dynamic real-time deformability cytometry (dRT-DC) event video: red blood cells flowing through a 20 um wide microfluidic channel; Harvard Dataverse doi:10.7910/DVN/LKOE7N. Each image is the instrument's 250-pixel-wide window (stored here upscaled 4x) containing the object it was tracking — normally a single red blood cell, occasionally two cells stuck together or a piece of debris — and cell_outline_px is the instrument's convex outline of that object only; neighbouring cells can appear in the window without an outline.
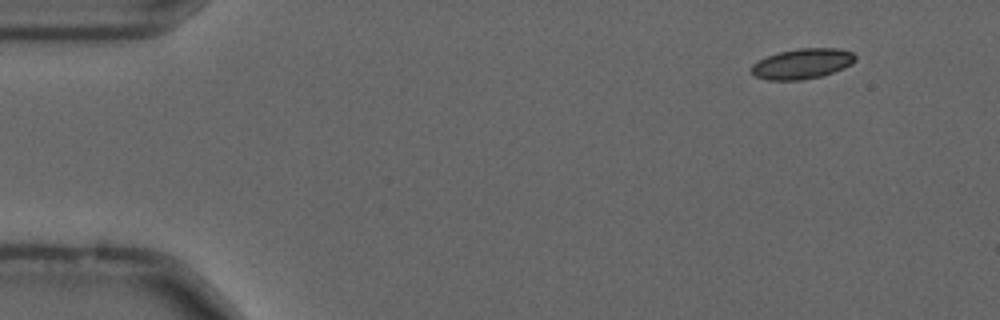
{"species": "common noctule bat (a hibernating species)", "species_latin": "Nyctalus noctula", "temperature_condition": "cold", "stored_images_in_passage": 57, "camera_frame_rate_fps": 3000, "um_per_image_px": 0.085, "animal": {"sex": "male", "forearm_length_mm": 52.5}, "frame": {"image": 1, "passage_image": 6, "time_ms": 1.667, "image_size_px": [1000, 320], "cell_outline_px": [[856, 60], [852, 64], [844, 68], [820, 76], [800, 80], [768, 80], [756, 76], [752, 72], [752, 64], [768, 56], [780, 52], [800, 48], [840, 48], [852, 52], [856, 56]], "centroid_in_image_um": [68.23, 5.41], "position_along_channel_um": 16.8, "area_um2": 18.15}}
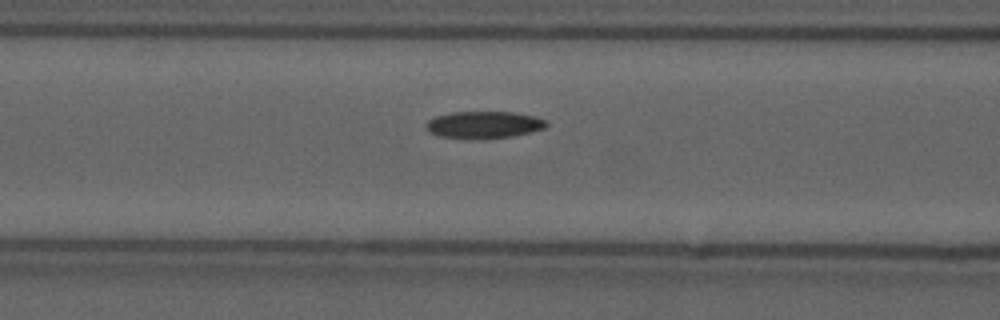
{"frame": {"image": 2, "passage_image": 23, "time_ms": 7.333, "image_size_px": [1000, 320], "cell_outline_px": [[548, 124], [544, 128], [532, 132], [512, 136], [440, 136], [428, 132], [424, 124], [428, 120], [436, 116], [452, 112], [512, 112], [536, 116], [548, 120]], "centroid_in_image_um": [41.17, 10.55], "position_along_channel_um": 125.4, "area_um2": 18.26}}
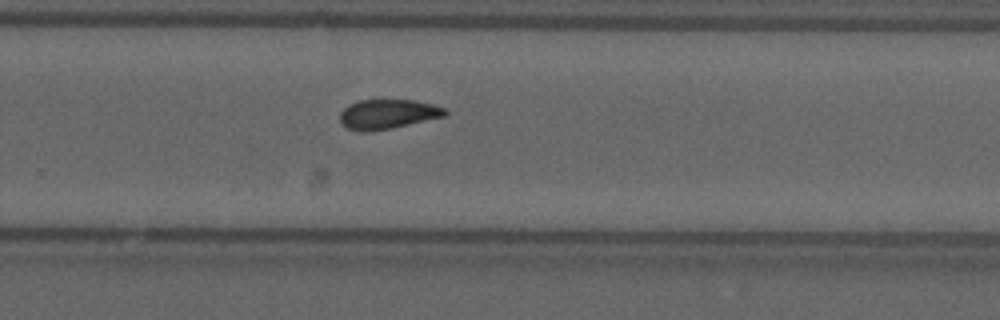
{"frame": {"image": 3, "passage_image": 37, "time_ms": 12.0, "image_size_px": [1000, 320], "cell_outline_px": [[448, 112], [444, 116], [392, 128], [368, 132], [360, 132], [348, 128], [340, 120], [340, 112], [348, 104], [360, 100], [412, 100], [432, 104], [444, 108]], "centroid_in_image_um": [32.93, 9.7], "position_along_channel_um": 296.9, "area_um2": 17.98}, "authors_computed_cell_mechanics": {"area_um2": 18.2648, "velocity_mm_per_s": 3.6775, "shape_relaxation_time_tau1_ms": null, "shape_relaxation_time_tau2_ms": 3.9389, "deformation_change_tau1": null, "deformation_change_tau2": 0.1104}}